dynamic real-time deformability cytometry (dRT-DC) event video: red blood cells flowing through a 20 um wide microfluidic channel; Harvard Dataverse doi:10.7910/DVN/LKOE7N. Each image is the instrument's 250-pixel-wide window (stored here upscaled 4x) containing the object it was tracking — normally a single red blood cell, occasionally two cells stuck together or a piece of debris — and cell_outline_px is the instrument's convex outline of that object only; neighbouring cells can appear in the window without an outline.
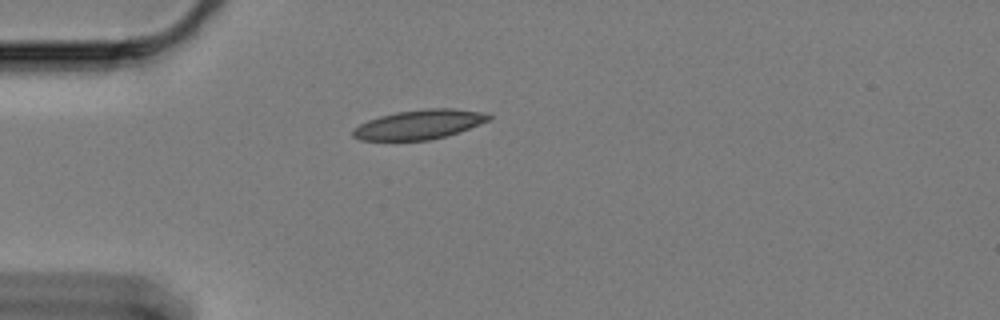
{"species": "Egyptian fruit bat (a non-hibernating species)", "species_latin": "Rousettus aegyptiacus", "temperature_condition": "cold", "stored_images_in_passage": 45, "camera_frame_rate_fps": 3000, "um_per_image_px": 0.085, "animal": {"sex": "female"}, "frame": {"image": 1, "passage_image": 1, "time_ms": 0.0, "image_size_px": [1000, 320], "cell_outline_px": [[492, 120], [444, 136], [428, 140], [360, 140], [352, 136], [352, 132], [360, 124], [368, 120], [380, 116], [396, 112], [428, 108], [452, 108], [484, 112], [492, 116]], "centroid_in_image_um": [35.65, 10.57], "position_along_channel_um": 49.3, "area_um2": 23.06}}
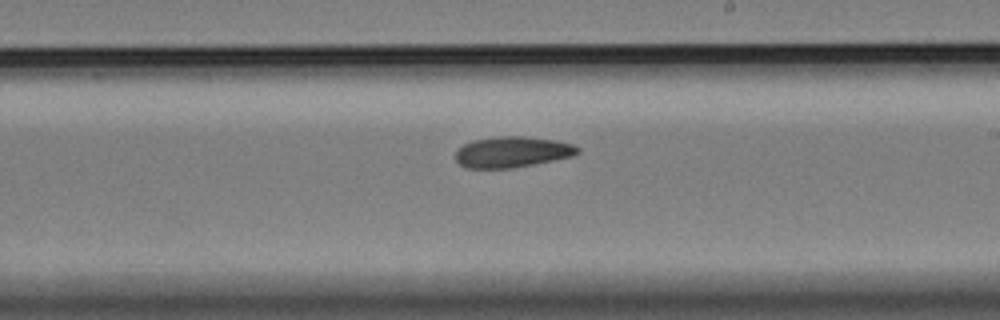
{"frame": {"image": 2, "passage_image": 20, "time_ms": 6.333, "image_size_px": [1000, 320], "cell_outline_px": [[580, 152], [572, 156], [512, 168], [464, 168], [456, 160], [456, 152], [464, 144], [472, 140], [500, 136], [524, 136], [556, 140], [572, 144], [580, 148]], "centroid_in_image_um": [43.53, 12.91], "position_along_channel_um": 245.5, "area_um2": 21.85}}
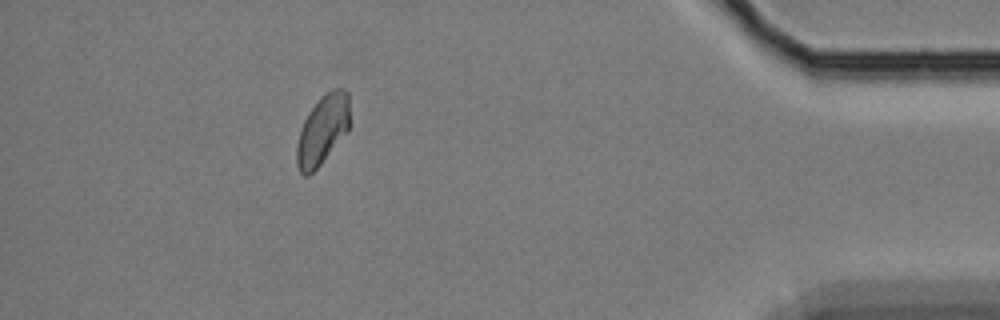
{"frame": {"image": 3, "passage_image": 39, "time_ms": 12.667, "image_size_px": [1000, 320], "cell_outline_px": [[348, 132], [320, 164], [308, 176], [304, 176], [300, 172], [296, 164], [296, 148], [300, 132], [304, 120], [308, 112], [320, 96], [324, 92], [332, 88], [344, 88], [348, 92]], "centroid_in_image_um": [27.4, 11.01], "position_along_channel_um": 407.8, "area_um2": 21.44}}